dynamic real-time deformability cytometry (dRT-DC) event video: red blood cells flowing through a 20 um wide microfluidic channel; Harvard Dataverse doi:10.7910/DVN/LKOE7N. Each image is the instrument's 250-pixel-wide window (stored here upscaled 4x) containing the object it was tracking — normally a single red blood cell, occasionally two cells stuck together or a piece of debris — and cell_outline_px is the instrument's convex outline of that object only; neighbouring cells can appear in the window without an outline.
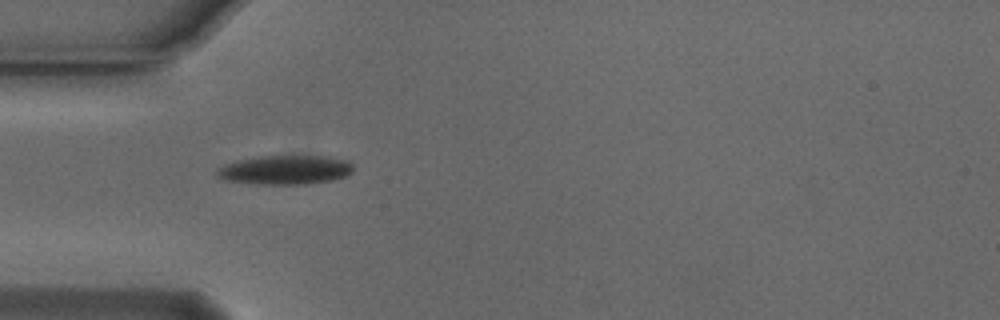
{"species": "Egyptian fruit bat (a non-hibernating species)", "species_latin": "Rousettus aegyptiacus", "temperature_condition": "cold", "stored_images_in_passage": 24, "camera_frame_rate_fps": 3000, "um_per_image_px": 0.085, "animal": {"sex": "male"}, "frame": {"image": 1, "passage_image": 1, "time_ms": 0.0, "image_size_px": [1000, 320], "cell_outline_px": [[352, 172], [344, 176], [332, 180], [308, 184], [256, 184], [224, 180], [216, 176], [216, 168], [224, 164], [236, 160], [260, 156], [328, 156], [344, 160], [352, 164]], "centroid_in_image_um": [24.18, 14.44], "position_along_channel_um": 60.8, "area_um2": 23.24}}
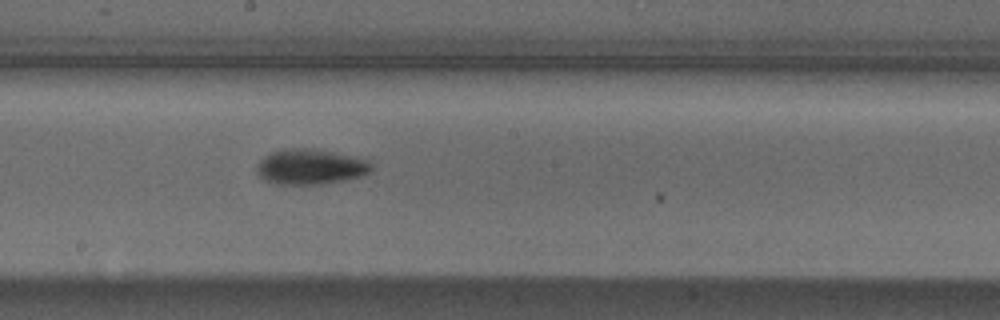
{"frame": {"image": 2, "passage_image": 14, "time_ms": 4.333, "image_size_px": [1000, 320], "cell_outline_px": [[372, 168], [368, 172], [360, 176], [344, 180], [324, 184], [276, 184], [264, 180], [256, 172], [256, 164], [264, 156], [272, 152], [288, 148], [312, 148], [356, 156], [368, 160], [372, 164]], "centroid_in_image_um": [26.37, 14.17], "position_along_channel_um": 221.8, "area_um2": 23.76}}
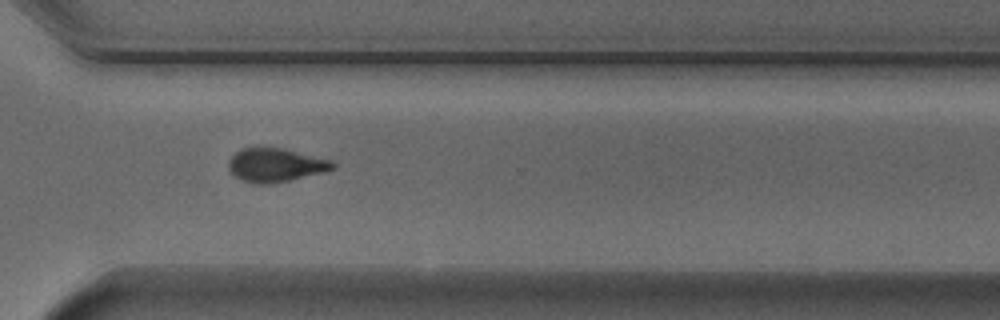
{"frame": {"image": 3, "passage_image": 24, "time_ms": 7.667, "image_size_px": [1000, 320], "cell_outline_px": [[336, 168], [324, 172], [288, 180], [264, 184], [256, 184], [240, 180], [232, 176], [228, 168], [228, 160], [236, 152], [244, 148], [284, 148], [332, 160], [336, 164]], "centroid_in_image_um": [23.41, 14.03], "position_along_channel_um": 347.2, "area_um2": 20.46}}